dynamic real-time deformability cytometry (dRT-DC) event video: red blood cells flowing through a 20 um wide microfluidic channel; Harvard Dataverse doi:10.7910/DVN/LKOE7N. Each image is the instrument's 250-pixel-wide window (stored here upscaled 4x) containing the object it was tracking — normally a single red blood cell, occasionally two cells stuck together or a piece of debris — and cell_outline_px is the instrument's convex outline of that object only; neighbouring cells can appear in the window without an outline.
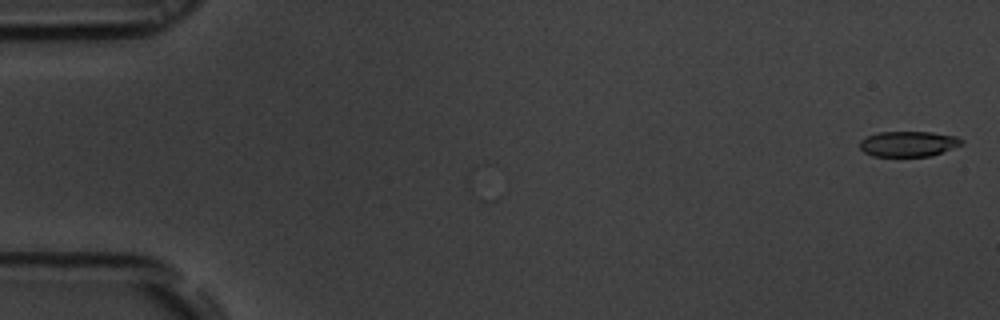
{"species": "common noctule bat (a hibernating species)", "species_latin": "Nyctalus noctula", "temperature_condition": "room temperature", "stored_images_in_passage": 54, "camera_frame_rate_fps": 3000, "um_per_image_px": 0.085, "animal": {"sex": "male", "body_mass_g": 19.5, "forearm_length_mm": 54.6}, "frame": {"image": 1, "passage_image": 2, "time_ms": 0.333, "image_size_px": [1000, 320], "cell_outline_px": [[960, 144], [940, 152], [928, 156], [876, 156], [860, 148], [860, 144], [868, 136], [884, 132], [928, 132], [952, 136], [960, 140]], "centroid_in_image_um": [77.17, 12.23], "position_along_channel_um": 7.8, "area_um2": 14.16}}
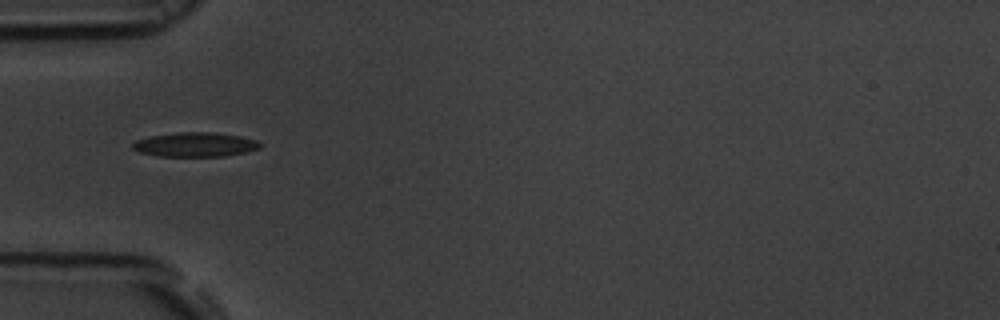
{"frame": {"image": 2, "passage_image": 18, "time_ms": 5.667, "image_size_px": [1000, 320], "cell_outline_px": [[260, 144], [256, 148], [240, 152], [216, 156], [164, 156], [144, 152], [136, 148], [132, 144], [140, 140], [156, 136], [192, 132], [236, 136], [252, 140]], "centroid_in_image_um": [16.57, 12.31], "position_along_channel_um": 68.4, "area_um2": 16.24}}
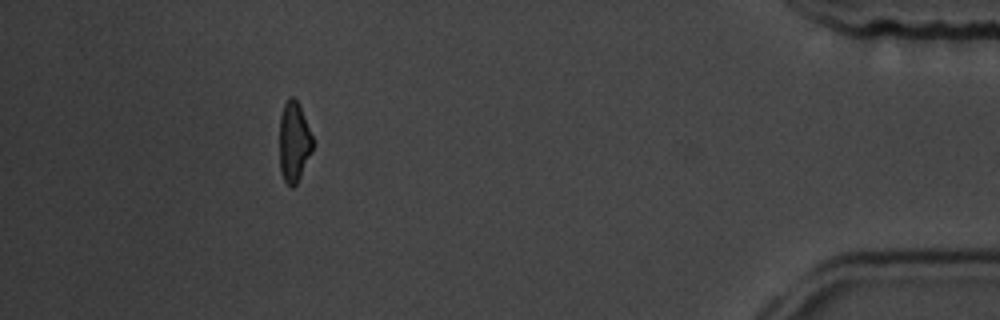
{"frame": {"image": 3, "passage_image": 49, "time_ms": 16.0, "image_size_px": [1000, 320], "cell_outline_px": [[312, 148], [296, 184], [288, 184], [284, 180], [280, 168], [280, 120], [284, 108], [288, 100], [292, 96], [296, 100], [300, 108], [312, 136]], "centroid_in_image_um": [24.97, 12.06], "position_along_channel_um": 410.2, "area_um2": 14.57}, "authors_computed_cell_mechanics": {"area_um2": 15.317, "velocity_mm_per_s": 3.8707, "shape_relaxation_time_tau1_ms": 4.769, "shape_relaxation_time_tau2_ms": 1.4675, "deformation_change_tau1": 0.1848, "deformation_change_tau2": 0.0918}}